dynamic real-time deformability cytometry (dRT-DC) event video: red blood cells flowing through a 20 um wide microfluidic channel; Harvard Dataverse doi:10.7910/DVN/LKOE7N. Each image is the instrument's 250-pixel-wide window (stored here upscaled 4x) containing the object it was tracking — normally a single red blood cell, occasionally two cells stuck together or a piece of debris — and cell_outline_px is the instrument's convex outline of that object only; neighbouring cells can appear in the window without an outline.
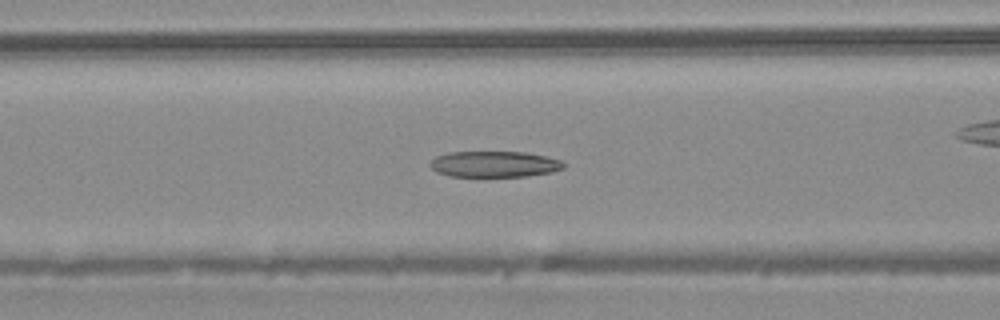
{"species": "common noctule bat (a hibernating species)", "species_latin": "Nyctalus noctula", "temperature_condition": "warm", "stored_images_in_passage": 43, "camera_frame_rate_fps": 3000, "um_per_image_px": 0.085, "animal": {"sex": "male", "body_mass_g": 20.4}, "frame": {"image": 1, "passage_image": 13, "time_ms": 4.0, "image_size_px": [1000, 320], "cell_outline_px": [[564, 168], [552, 172], [524, 176], [484, 180], [448, 176], [436, 172], [428, 164], [436, 156], [448, 152], [528, 152], [560, 160], [564, 164]], "centroid_in_image_um": [41.95, 14.01], "position_along_channel_um": 124.6, "area_um2": 21.27}}
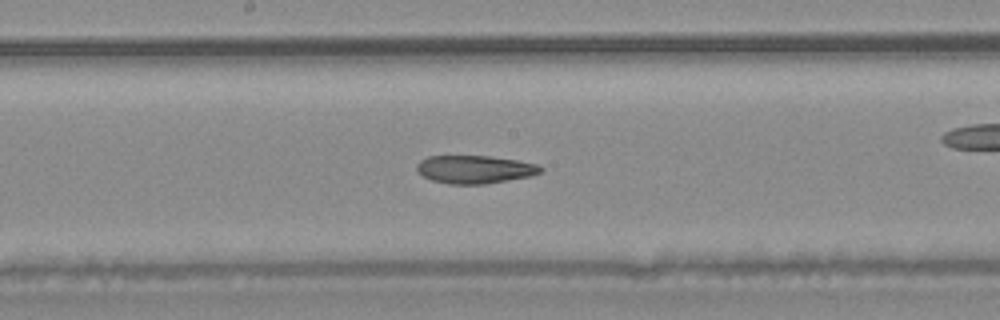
{"frame": {"image": 2, "passage_image": 19, "time_ms": 6.0, "image_size_px": [1000, 320], "cell_outline_px": [[544, 168], [540, 172], [532, 176], [484, 184], [448, 184], [432, 180], [416, 172], [416, 164], [420, 160], [428, 156], [488, 156], [516, 160], [536, 164]], "centroid_in_image_um": [40.32, 14.4], "position_along_channel_um": 207.9, "area_um2": 20.23}, "authors_computed_cell_mechanics": {"area_um2": 22.253, "velocity_mm_per_s": 4.1617, "shape_relaxation_time_tau1_ms": null, "shape_relaxation_time_tau2_ms": 3.9313, "deformation_change_tau1": null, "deformation_change_tau2": 0.1111}}